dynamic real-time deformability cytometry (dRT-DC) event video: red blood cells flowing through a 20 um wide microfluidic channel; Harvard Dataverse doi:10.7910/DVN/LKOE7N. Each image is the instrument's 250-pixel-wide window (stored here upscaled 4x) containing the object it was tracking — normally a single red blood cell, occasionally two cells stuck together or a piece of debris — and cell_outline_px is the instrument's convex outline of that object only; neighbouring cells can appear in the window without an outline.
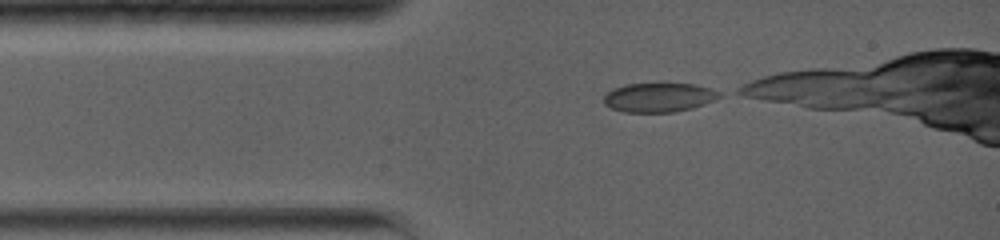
{"species": "common noctule bat (a hibernating species)", "species_latin": "Nyctalus noctula", "temperature_condition": "warm", "stored_images_in_passage": 5, "camera_frame_rate_fps": 5000, "um_per_image_px": 0.085, "animal": {"sex": "female", "body_mass_g": 19.0, "forearm_length_mm": 56.7}, "frame": {"image": 1, "passage_image": 1, "time_ms": 0.0, "image_size_px": [1000, 240], "cell_outline_px": [[720, 96], [704, 104], [692, 108], [676, 112], [624, 112], [612, 108], [604, 104], [604, 96], [612, 88], [624, 84], [656, 80], [664, 80], [696, 84], [712, 88], [720, 92]], "centroid_in_image_um": [56.0, 8.21], "position_along_channel_um": 29.0, "area_um2": 20.75}}
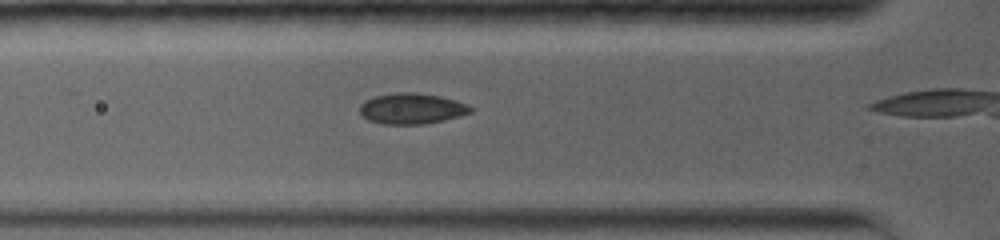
{"frame": {"image": 2, "passage_image": 4, "time_ms": 2.0, "image_size_px": [1000, 240], "cell_outline_px": [[472, 112], [460, 116], [444, 120], [424, 124], [380, 124], [368, 120], [360, 112], [360, 104], [364, 100], [376, 96], [396, 92], [416, 92], [440, 96], [456, 100], [468, 104], [472, 108]], "centroid_in_image_um": [35.0, 9.23], "position_along_channel_um": 90.8, "area_um2": 20.0}}